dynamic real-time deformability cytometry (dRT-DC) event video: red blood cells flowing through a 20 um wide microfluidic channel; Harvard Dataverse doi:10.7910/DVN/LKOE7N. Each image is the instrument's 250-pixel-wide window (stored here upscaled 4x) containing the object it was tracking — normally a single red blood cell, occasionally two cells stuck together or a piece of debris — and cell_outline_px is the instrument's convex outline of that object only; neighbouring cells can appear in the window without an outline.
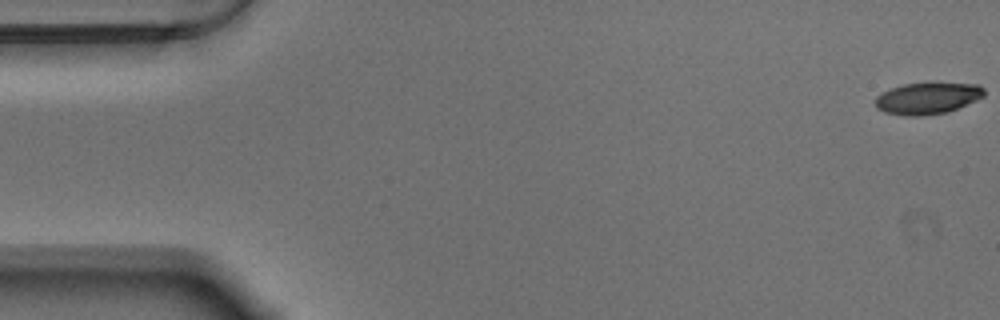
{"species": "Egyptian fruit bat (a non-hibernating species)", "species_latin": "Rousettus aegyptiacus", "temperature_condition": "warm", "stored_images_in_passage": 57, "camera_frame_rate_fps": 3000, "um_per_image_px": 0.085, "animal": {"sex": "male"}, "frame": {"image": 1, "passage_image": 1, "time_ms": 0.0, "image_size_px": [1000, 320], "cell_outline_px": [[984, 96], [976, 100], [948, 112], [920, 116], [904, 116], [884, 112], [876, 108], [876, 96], [888, 88], [904, 84], [928, 80], [980, 84], [984, 88]], "centroid_in_image_um": [78.85, 8.3], "position_along_channel_um": 6.2, "area_um2": 20.98}}
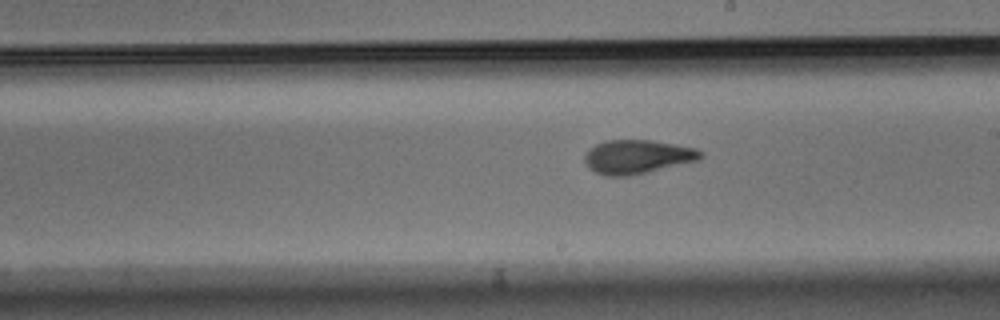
{"frame": {"image": 2, "passage_image": 32, "time_ms": 10.333, "image_size_px": [1000, 320], "cell_outline_px": [[704, 156], [700, 160], [648, 172], [628, 176], [604, 176], [596, 172], [584, 160], [584, 156], [588, 148], [604, 140], [652, 140], [676, 144], [696, 148], [704, 152]], "centroid_in_image_um": [54.21, 13.31], "position_along_channel_um": 234.8, "area_um2": 23.06}}
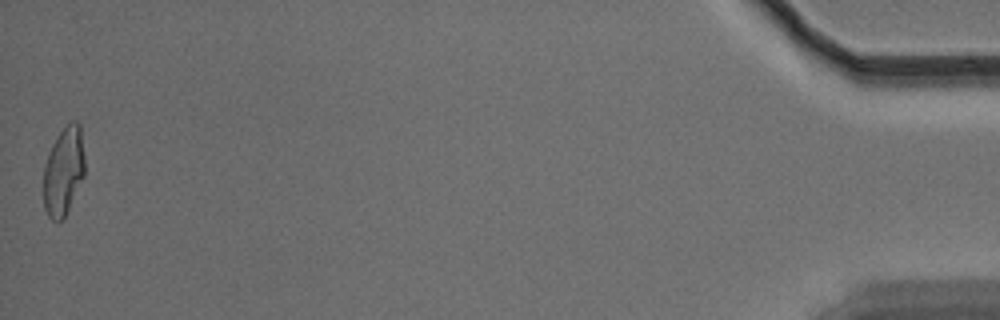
{"frame": {"image": 3, "passage_image": 57, "time_ms": 18.667, "image_size_px": [1000, 320], "cell_outline_px": [[84, 176], [64, 220], [52, 220], [48, 216], [44, 208], [44, 164], [48, 152], [56, 136], [68, 120], [76, 120], [80, 124], [84, 156]], "centroid_in_image_um": [5.4, 14.51], "position_along_channel_um": 429.8, "area_um2": 21.62}, "authors_computed_cell_mechanics": {"area_um2": 21.7906, "velocity_mm_per_s": 3.532, "shape_relaxation_time_tau1_ms": 4.5159, "shape_relaxation_time_tau2_ms": 1.1476, "deformation_change_tau1": 0.1688, "deformation_change_tau2": 0.0724}}